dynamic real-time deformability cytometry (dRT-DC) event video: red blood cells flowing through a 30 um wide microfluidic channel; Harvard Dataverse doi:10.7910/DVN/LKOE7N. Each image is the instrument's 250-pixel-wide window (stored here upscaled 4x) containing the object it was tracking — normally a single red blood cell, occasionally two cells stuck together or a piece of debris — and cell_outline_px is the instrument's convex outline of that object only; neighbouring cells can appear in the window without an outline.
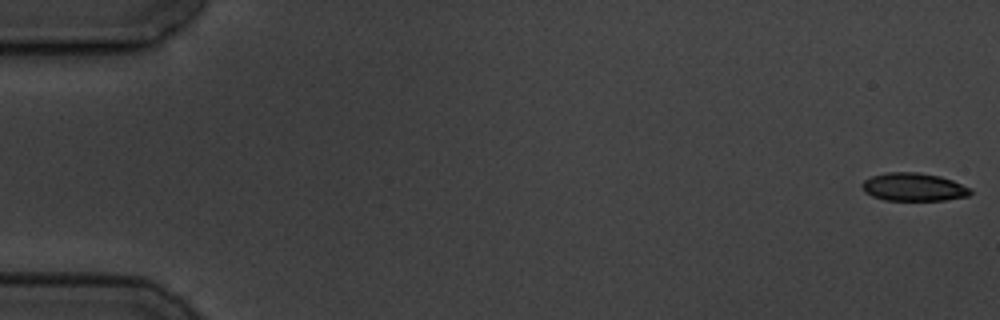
{"species": "common noctule bat (a hibernating species)", "species_latin": "Nyctalus noctula", "temperature_condition": "cold", "stored_images_in_passage": 6, "camera_frame_rate_fps": 3000, "um_per_image_px": 0.085, "animal": {"sex": "male", "body_mass_g": 19.5, "forearm_length_mm": 54.6}, "frame": {"image": 1, "passage_image": 1, "time_ms": 0.0, "image_size_px": [1000, 320], "cell_outline_px": [[972, 192], [968, 196], [944, 200], [884, 200], [872, 196], [864, 192], [860, 184], [864, 180], [872, 176], [888, 172], [920, 172], [940, 176], [952, 180], [972, 188]], "centroid_in_image_um": [77.65, 15.89], "position_along_channel_um": 7.3, "area_um2": 17.86}}
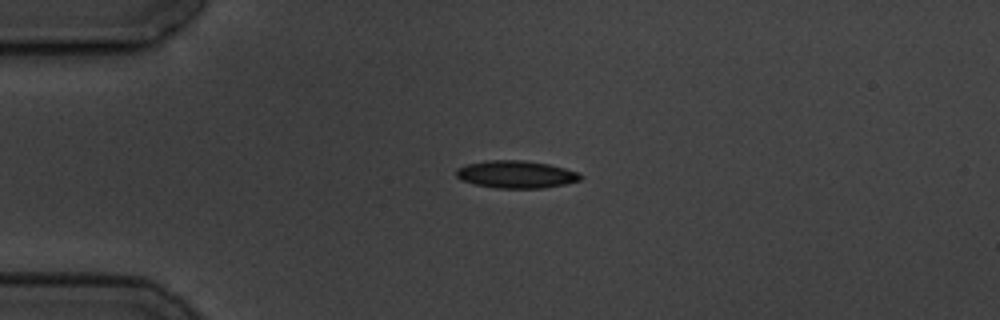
{"frame": {"image": 2, "passage_image": 4, "time_ms": 4.333, "image_size_px": [1000, 320], "cell_outline_px": [[584, 176], [580, 180], [564, 184], [544, 188], [496, 188], [476, 184], [460, 180], [456, 176], [456, 168], [468, 164], [488, 160], [524, 160], [548, 164], [564, 168], [576, 172]], "centroid_in_image_um": [43.85, 14.82], "position_along_channel_um": 41.1, "area_um2": 19.83}}
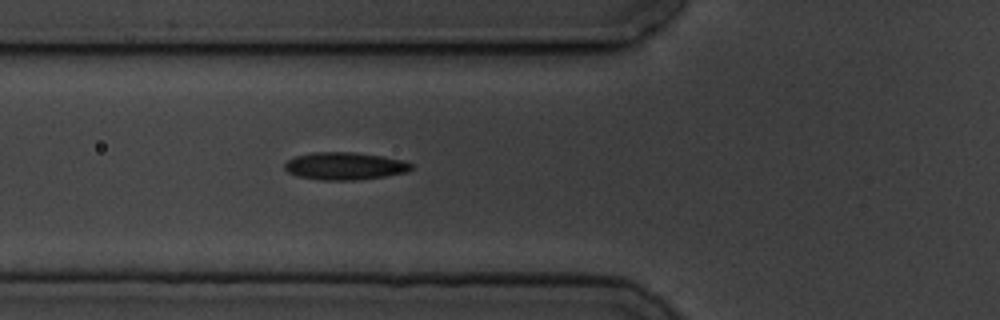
{"frame": {"image": 3, "passage_image": 6, "time_ms": 6.667, "image_size_px": [1000, 320], "cell_outline_px": [[412, 168], [408, 172], [384, 176], [356, 180], [320, 180], [296, 176], [288, 172], [284, 168], [284, 164], [288, 160], [296, 156], [312, 152], [356, 152], [384, 156], [404, 160], [412, 164]], "centroid_in_image_um": [29.31, 14.11], "position_along_channel_um": 96.5, "area_um2": 20.46}}